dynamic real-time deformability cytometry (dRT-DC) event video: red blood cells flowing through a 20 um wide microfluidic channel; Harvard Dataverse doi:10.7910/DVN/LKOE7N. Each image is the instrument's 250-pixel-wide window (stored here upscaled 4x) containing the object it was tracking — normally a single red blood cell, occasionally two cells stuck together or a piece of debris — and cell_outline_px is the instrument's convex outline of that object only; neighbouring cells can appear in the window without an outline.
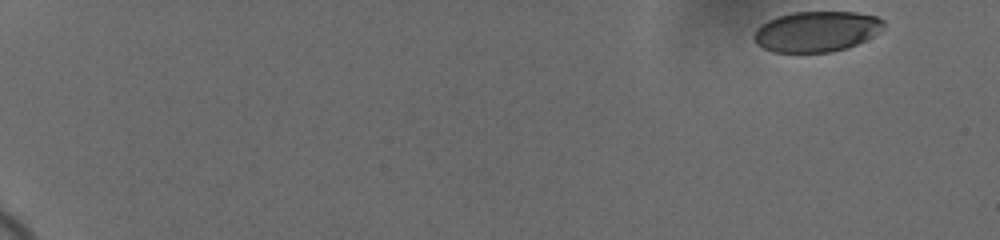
{"species": "human", "species_latin": "Homo sapiens", "temperature_condition": "cold", "stored_images_in_passage": 56, "camera_frame_rate_fps": 3000, "um_per_image_px": 0.085, "donor": {"sex": "female"}, "frame": {"image": 1, "passage_image": 1, "time_ms": 0.0, "image_size_px": [1000, 240], "cell_outline_px": [[884, 24], [880, 32], [856, 44], [832, 52], [772, 52], [756, 44], [752, 36], [756, 28], [760, 24], [776, 16], [792, 12], [856, 12], [876, 16], [884, 20]], "centroid_in_image_um": [69.36, 2.67], "position_along_channel_um": 15.6, "area_um2": 30.75}}
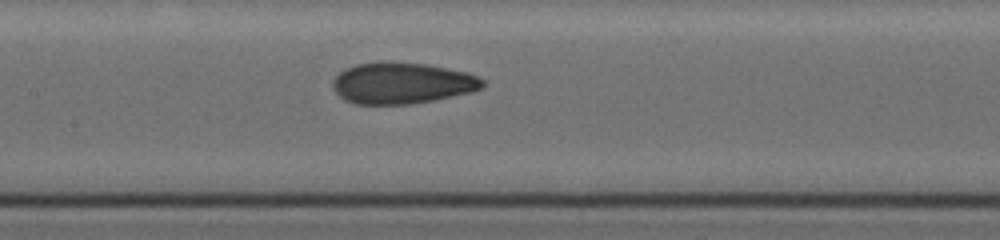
{"frame": {"image": 2, "passage_image": 29, "time_ms": 9.333, "image_size_px": [1000, 240], "cell_outline_px": [[484, 88], [472, 92], [412, 104], [356, 104], [344, 100], [332, 88], [332, 80], [340, 72], [356, 64], [380, 60], [424, 64], [468, 72], [480, 76], [484, 80]], "centroid_in_image_um": [34.18, 7.06], "position_along_channel_um": 173.2, "area_um2": 36.36}}
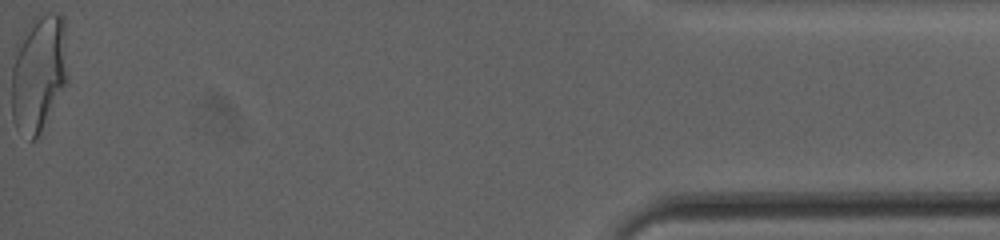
{"frame": {"image": 3, "passage_image": 56, "time_ms": 18.333, "image_size_px": [1000, 240], "cell_outline_px": [[68, 84], [36, 140], [28, 140], [16, 128], [12, 116], [12, 68], [16, 40], [24, 28], [36, 16], [48, 12], [60, 12], [64, 16], [68, 76]], "centroid_in_image_um": [3.3, 6.19], "position_along_channel_um": 431.9, "area_um2": 39.71}, "authors_computed_cell_mechanics": {"area_um2": 35.0268, "velocity_mm_per_s": 3.6751, "shape_relaxation_time_tau1_ms": 4.7648, "shape_relaxation_time_tau2_ms": 0.9877, "deformation_change_tau1": 0.159, "deformation_change_tau2": 0.0627}}